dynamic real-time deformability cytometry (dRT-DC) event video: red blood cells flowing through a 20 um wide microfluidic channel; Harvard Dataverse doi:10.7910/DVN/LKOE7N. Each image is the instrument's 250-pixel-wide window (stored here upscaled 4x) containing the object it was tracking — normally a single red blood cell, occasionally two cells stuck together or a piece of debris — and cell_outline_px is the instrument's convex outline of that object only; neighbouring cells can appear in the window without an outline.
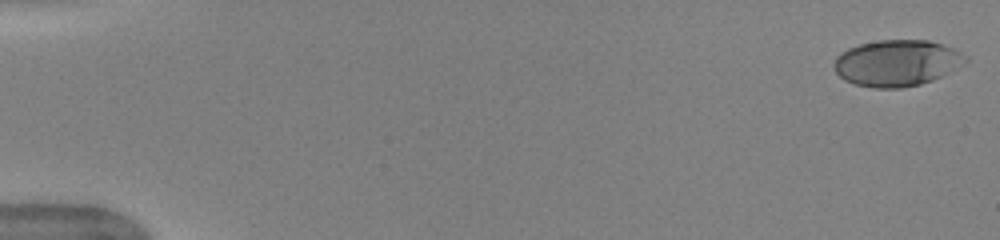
{"species": "human", "species_latin": "Homo sapiens", "temperature_condition": "warm", "stored_images_in_passage": 51, "camera_frame_rate_fps": 3000, "um_per_image_px": 0.085, "donor": {"sex": "female"}, "frame": {"image": 1, "passage_image": 1, "time_ms": 0.0, "image_size_px": [1000, 240], "cell_outline_px": [[968, 60], [964, 64], [932, 80], [920, 84], [900, 88], [872, 88], [856, 84], [844, 80], [836, 72], [832, 64], [836, 56], [840, 52], [848, 48], [860, 44], [880, 40], [928, 40], [944, 44], [956, 48], [968, 56]], "centroid_in_image_um": [76.24, 5.34], "position_along_channel_um": 8.8, "area_um2": 35.72}}
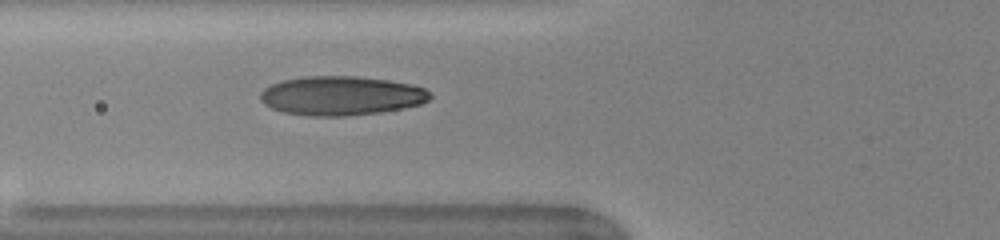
{"frame": {"image": 2, "passage_image": 20, "time_ms": 6.333, "image_size_px": [1000, 240], "cell_outline_px": [[432, 96], [428, 100], [420, 104], [404, 108], [380, 112], [344, 116], [312, 116], [284, 112], [272, 108], [264, 104], [260, 100], [260, 92], [264, 88], [272, 84], [284, 80], [304, 76], [356, 76], [388, 80], [412, 84], [424, 88]], "centroid_in_image_um": [29.0, 8.13], "position_along_channel_um": 96.8, "area_um2": 38.67}}
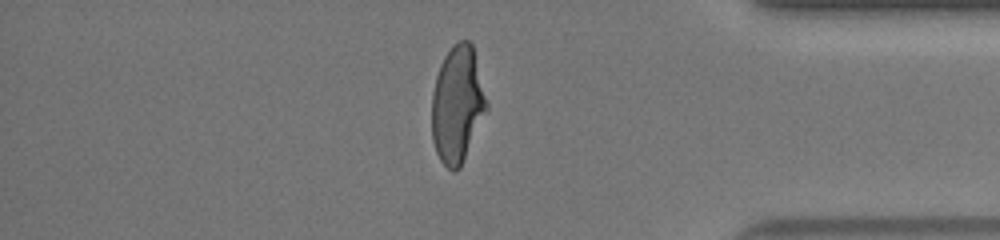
{"frame": {"image": 3, "passage_image": 44, "time_ms": 14.333, "image_size_px": [1000, 240], "cell_outline_px": [[488, 108], [460, 168], [456, 172], [452, 172], [440, 160], [436, 152], [432, 140], [432, 92], [436, 76], [440, 64], [444, 56], [452, 44], [460, 40], [468, 40], [472, 44], [488, 104]], "centroid_in_image_um": [38.86, 8.88], "position_along_channel_um": 396.3, "area_um2": 37.34}}